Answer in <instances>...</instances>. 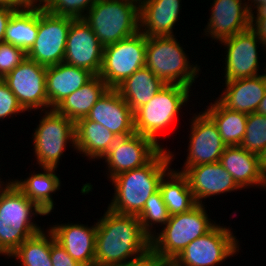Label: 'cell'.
I'll return each mask as SVG.
<instances>
[{
    "label": "cell",
    "instance_id": "obj_12",
    "mask_svg": "<svg viewBox=\"0 0 266 266\" xmlns=\"http://www.w3.org/2000/svg\"><path fill=\"white\" fill-rule=\"evenodd\" d=\"M74 18L38 9L37 38L27 58L45 67L63 62L69 28Z\"/></svg>",
    "mask_w": 266,
    "mask_h": 266
},
{
    "label": "cell",
    "instance_id": "obj_23",
    "mask_svg": "<svg viewBox=\"0 0 266 266\" xmlns=\"http://www.w3.org/2000/svg\"><path fill=\"white\" fill-rule=\"evenodd\" d=\"M219 162L242 190L256 187L266 191V178L261 172L258 155L240 145L226 146Z\"/></svg>",
    "mask_w": 266,
    "mask_h": 266
},
{
    "label": "cell",
    "instance_id": "obj_15",
    "mask_svg": "<svg viewBox=\"0 0 266 266\" xmlns=\"http://www.w3.org/2000/svg\"><path fill=\"white\" fill-rule=\"evenodd\" d=\"M162 148L151 138L136 132L119 137L102 158L106 164L107 178L146 165Z\"/></svg>",
    "mask_w": 266,
    "mask_h": 266
},
{
    "label": "cell",
    "instance_id": "obj_30",
    "mask_svg": "<svg viewBox=\"0 0 266 266\" xmlns=\"http://www.w3.org/2000/svg\"><path fill=\"white\" fill-rule=\"evenodd\" d=\"M159 190L170 216L189 211L197 204L187 178L172 167L160 180Z\"/></svg>",
    "mask_w": 266,
    "mask_h": 266
},
{
    "label": "cell",
    "instance_id": "obj_6",
    "mask_svg": "<svg viewBox=\"0 0 266 266\" xmlns=\"http://www.w3.org/2000/svg\"><path fill=\"white\" fill-rule=\"evenodd\" d=\"M206 204L170 216L151 238V250L164 262H171L194 239L205 235L216 224L207 214Z\"/></svg>",
    "mask_w": 266,
    "mask_h": 266
},
{
    "label": "cell",
    "instance_id": "obj_37",
    "mask_svg": "<svg viewBox=\"0 0 266 266\" xmlns=\"http://www.w3.org/2000/svg\"><path fill=\"white\" fill-rule=\"evenodd\" d=\"M24 112L26 111L18 103L16 96L4 80L0 79V121H4V118L15 119V116Z\"/></svg>",
    "mask_w": 266,
    "mask_h": 266
},
{
    "label": "cell",
    "instance_id": "obj_25",
    "mask_svg": "<svg viewBox=\"0 0 266 266\" xmlns=\"http://www.w3.org/2000/svg\"><path fill=\"white\" fill-rule=\"evenodd\" d=\"M94 76L89 70L64 62L48 66L46 72V94L50 109H54L64 98L80 89Z\"/></svg>",
    "mask_w": 266,
    "mask_h": 266
},
{
    "label": "cell",
    "instance_id": "obj_17",
    "mask_svg": "<svg viewBox=\"0 0 266 266\" xmlns=\"http://www.w3.org/2000/svg\"><path fill=\"white\" fill-rule=\"evenodd\" d=\"M203 37L219 43L250 27L246 0H213Z\"/></svg>",
    "mask_w": 266,
    "mask_h": 266
},
{
    "label": "cell",
    "instance_id": "obj_40",
    "mask_svg": "<svg viewBox=\"0 0 266 266\" xmlns=\"http://www.w3.org/2000/svg\"><path fill=\"white\" fill-rule=\"evenodd\" d=\"M164 263L151 249L141 257L116 266H161Z\"/></svg>",
    "mask_w": 266,
    "mask_h": 266
},
{
    "label": "cell",
    "instance_id": "obj_31",
    "mask_svg": "<svg viewBox=\"0 0 266 266\" xmlns=\"http://www.w3.org/2000/svg\"><path fill=\"white\" fill-rule=\"evenodd\" d=\"M38 34V9H17L9 20L4 42L20 47L26 53L33 46Z\"/></svg>",
    "mask_w": 266,
    "mask_h": 266
},
{
    "label": "cell",
    "instance_id": "obj_4",
    "mask_svg": "<svg viewBox=\"0 0 266 266\" xmlns=\"http://www.w3.org/2000/svg\"><path fill=\"white\" fill-rule=\"evenodd\" d=\"M183 44L176 35L147 37L145 67L167 85L193 88L202 69L192 62Z\"/></svg>",
    "mask_w": 266,
    "mask_h": 266
},
{
    "label": "cell",
    "instance_id": "obj_16",
    "mask_svg": "<svg viewBox=\"0 0 266 266\" xmlns=\"http://www.w3.org/2000/svg\"><path fill=\"white\" fill-rule=\"evenodd\" d=\"M103 46L83 19H74L69 28L63 62L99 75L103 62Z\"/></svg>",
    "mask_w": 266,
    "mask_h": 266
},
{
    "label": "cell",
    "instance_id": "obj_19",
    "mask_svg": "<svg viewBox=\"0 0 266 266\" xmlns=\"http://www.w3.org/2000/svg\"><path fill=\"white\" fill-rule=\"evenodd\" d=\"M54 223L48 229L66 252L83 266H95L96 222Z\"/></svg>",
    "mask_w": 266,
    "mask_h": 266
},
{
    "label": "cell",
    "instance_id": "obj_46",
    "mask_svg": "<svg viewBox=\"0 0 266 266\" xmlns=\"http://www.w3.org/2000/svg\"><path fill=\"white\" fill-rule=\"evenodd\" d=\"M256 113L260 114V115H265L266 116V93L263 97V99L261 100Z\"/></svg>",
    "mask_w": 266,
    "mask_h": 266
},
{
    "label": "cell",
    "instance_id": "obj_33",
    "mask_svg": "<svg viewBox=\"0 0 266 266\" xmlns=\"http://www.w3.org/2000/svg\"><path fill=\"white\" fill-rule=\"evenodd\" d=\"M144 232L152 238L168 222L170 215L158 189L145 202L142 212L137 216ZM157 225V226H156Z\"/></svg>",
    "mask_w": 266,
    "mask_h": 266
},
{
    "label": "cell",
    "instance_id": "obj_13",
    "mask_svg": "<svg viewBox=\"0 0 266 266\" xmlns=\"http://www.w3.org/2000/svg\"><path fill=\"white\" fill-rule=\"evenodd\" d=\"M47 67L26 58L3 80L26 112L49 110L46 94Z\"/></svg>",
    "mask_w": 266,
    "mask_h": 266
},
{
    "label": "cell",
    "instance_id": "obj_5",
    "mask_svg": "<svg viewBox=\"0 0 266 266\" xmlns=\"http://www.w3.org/2000/svg\"><path fill=\"white\" fill-rule=\"evenodd\" d=\"M192 89L166 84L147 104L133 113L135 132L151 138L162 149H166L164 143L162 144L159 140L160 134L162 135L165 129L168 131L172 124L174 127L175 121H179L181 109L186 108L188 102H191L189 99L193 96Z\"/></svg>",
    "mask_w": 266,
    "mask_h": 266
},
{
    "label": "cell",
    "instance_id": "obj_21",
    "mask_svg": "<svg viewBox=\"0 0 266 266\" xmlns=\"http://www.w3.org/2000/svg\"><path fill=\"white\" fill-rule=\"evenodd\" d=\"M182 0H139L140 32L146 37L175 36Z\"/></svg>",
    "mask_w": 266,
    "mask_h": 266
},
{
    "label": "cell",
    "instance_id": "obj_41",
    "mask_svg": "<svg viewBox=\"0 0 266 266\" xmlns=\"http://www.w3.org/2000/svg\"><path fill=\"white\" fill-rule=\"evenodd\" d=\"M16 8L0 6V42H4L6 27Z\"/></svg>",
    "mask_w": 266,
    "mask_h": 266
},
{
    "label": "cell",
    "instance_id": "obj_28",
    "mask_svg": "<svg viewBox=\"0 0 266 266\" xmlns=\"http://www.w3.org/2000/svg\"><path fill=\"white\" fill-rule=\"evenodd\" d=\"M165 85L150 69L143 67L136 70L115 89L134 113L147 104Z\"/></svg>",
    "mask_w": 266,
    "mask_h": 266
},
{
    "label": "cell",
    "instance_id": "obj_43",
    "mask_svg": "<svg viewBox=\"0 0 266 266\" xmlns=\"http://www.w3.org/2000/svg\"><path fill=\"white\" fill-rule=\"evenodd\" d=\"M258 156H259V166L261 168V172L263 176L266 178V146Z\"/></svg>",
    "mask_w": 266,
    "mask_h": 266
},
{
    "label": "cell",
    "instance_id": "obj_47",
    "mask_svg": "<svg viewBox=\"0 0 266 266\" xmlns=\"http://www.w3.org/2000/svg\"><path fill=\"white\" fill-rule=\"evenodd\" d=\"M249 11L257 5H266V0H246Z\"/></svg>",
    "mask_w": 266,
    "mask_h": 266
},
{
    "label": "cell",
    "instance_id": "obj_26",
    "mask_svg": "<svg viewBox=\"0 0 266 266\" xmlns=\"http://www.w3.org/2000/svg\"><path fill=\"white\" fill-rule=\"evenodd\" d=\"M117 138L106 127L87 117L75 122V151L90 162L101 160Z\"/></svg>",
    "mask_w": 266,
    "mask_h": 266
},
{
    "label": "cell",
    "instance_id": "obj_9",
    "mask_svg": "<svg viewBox=\"0 0 266 266\" xmlns=\"http://www.w3.org/2000/svg\"><path fill=\"white\" fill-rule=\"evenodd\" d=\"M223 225V226H222ZM233 228L217 223L205 235L194 239L171 262L175 266H219L239 254L242 246Z\"/></svg>",
    "mask_w": 266,
    "mask_h": 266
},
{
    "label": "cell",
    "instance_id": "obj_1",
    "mask_svg": "<svg viewBox=\"0 0 266 266\" xmlns=\"http://www.w3.org/2000/svg\"><path fill=\"white\" fill-rule=\"evenodd\" d=\"M96 219L95 266H116L137 259L151 249V238L134 215L105 209Z\"/></svg>",
    "mask_w": 266,
    "mask_h": 266
},
{
    "label": "cell",
    "instance_id": "obj_27",
    "mask_svg": "<svg viewBox=\"0 0 266 266\" xmlns=\"http://www.w3.org/2000/svg\"><path fill=\"white\" fill-rule=\"evenodd\" d=\"M109 89L99 75H94L85 85L64 98L54 109L74 123L89 115L91 108Z\"/></svg>",
    "mask_w": 266,
    "mask_h": 266
},
{
    "label": "cell",
    "instance_id": "obj_11",
    "mask_svg": "<svg viewBox=\"0 0 266 266\" xmlns=\"http://www.w3.org/2000/svg\"><path fill=\"white\" fill-rule=\"evenodd\" d=\"M220 43L221 47L223 46L225 50V55H220L225 60L222 61L224 63L221 67H224L221 73L224 76L223 81L255 77L261 75V71L264 70L265 72V67L261 69L265 62L260 63L261 58L258 53L261 52L260 50L265 51L266 49L258 39L257 34L250 27L219 42V45Z\"/></svg>",
    "mask_w": 266,
    "mask_h": 266
},
{
    "label": "cell",
    "instance_id": "obj_49",
    "mask_svg": "<svg viewBox=\"0 0 266 266\" xmlns=\"http://www.w3.org/2000/svg\"><path fill=\"white\" fill-rule=\"evenodd\" d=\"M265 54H266V50H265ZM266 58V57H265ZM265 74H266V63H265Z\"/></svg>",
    "mask_w": 266,
    "mask_h": 266
},
{
    "label": "cell",
    "instance_id": "obj_7",
    "mask_svg": "<svg viewBox=\"0 0 266 266\" xmlns=\"http://www.w3.org/2000/svg\"><path fill=\"white\" fill-rule=\"evenodd\" d=\"M83 20L106 47L140 31L139 0H98Z\"/></svg>",
    "mask_w": 266,
    "mask_h": 266
},
{
    "label": "cell",
    "instance_id": "obj_14",
    "mask_svg": "<svg viewBox=\"0 0 266 266\" xmlns=\"http://www.w3.org/2000/svg\"><path fill=\"white\" fill-rule=\"evenodd\" d=\"M189 119V137L187 141V155L182 168L183 170L189 166H197L201 164L215 163L220 161V157L226 148L218 128L213 120L203 111L193 114Z\"/></svg>",
    "mask_w": 266,
    "mask_h": 266
},
{
    "label": "cell",
    "instance_id": "obj_34",
    "mask_svg": "<svg viewBox=\"0 0 266 266\" xmlns=\"http://www.w3.org/2000/svg\"><path fill=\"white\" fill-rule=\"evenodd\" d=\"M245 150L259 155L266 146V116L258 113L247 115L246 130L240 144Z\"/></svg>",
    "mask_w": 266,
    "mask_h": 266
},
{
    "label": "cell",
    "instance_id": "obj_36",
    "mask_svg": "<svg viewBox=\"0 0 266 266\" xmlns=\"http://www.w3.org/2000/svg\"><path fill=\"white\" fill-rule=\"evenodd\" d=\"M27 58V53L20 47L0 42V79H3Z\"/></svg>",
    "mask_w": 266,
    "mask_h": 266
},
{
    "label": "cell",
    "instance_id": "obj_8",
    "mask_svg": "<svg viewBox=\"0 0 266 266\" xmlns=\"http://www.w3.org/2000/svg\"><path fill=\"white\" fill-rule=\"evenodd\" d=\"M39 115L31 141L37 169L58 168L66 147L71 146L75 151V123L55 109L42 110Z\"/></svg>",
    "mask_w": 266,
    "mask_h": 266
},
{
    "label": "cell",
    "instance_id": "obj_32",
    "mask_svg": "<svg viewBox=\"0 0 266 266\" xmlns=\"http://www.w3.org/2000/svg\"><path fill=\"white\" fill-rule=\"evenodd\" d=\"M54 234L48 227L26 239L9 257L14 258L19 266H52L51 239Z\"/></svg>",
    "mask_w": 266,
    "mask_h": 266
},
{
    "label": "cell",
    "instance_id": "obj_42",
    "mask_svg": "<svg viewBox=\"0 0 266 266\" xmlns=\"http://www.w3.org/2000/svg\"><path fill=\"white\" fill-rule=\"evenodd\" d=\"M51 0H19L21 8L45 9Z\"/></svg>",
    "mask_w": 266,
    "mask_h": 266
},
{
    "label": "cell",
    "instance_id": "obj_10",
    "mask_svg": "<svg viewBox=\"0 0 266 266\" xmlns=\"http://www.w3.org/2000/svg\"><path fill=\"white\" fill-rule=\"evenodd\" d=\"M147 37L142 33L103 48L99 73L109 88L115 89L136 70L145 67Z\"/></svg>",
    "mask_w": 266,
    "mask_h": 266
},
{
    "label": "cell",
    "instance_id": "obj_45",
    "mask_svg": "<svg viewBox=\"0 0 266 266\" xmlns=\"http://www.w3.org/2000/svg\"><path fill=\"white\" fill-rule=\"evenodd\" d=\"M2 176H1V174H0V197H1V195H2V193L11 185V183L13 182V179L11 178H9V179H6L5 181L3 180H1L2 178H1ZM8 180V181H7Z\"/></svg>",
    "mask_w": 266,
    "mask_h": 266
},
{
    "label": "cell",
    "instance_id": "obj_38",
    "mask_svg": "<svg viewBox=\"0 0 266 266\" xmlns=\"http://www.w3.org/2000/svg\"><path fill=\"white\" fill-rule=\"evenodd\" d=\"M250 28L266 49V5H257L250 11Z\"/></svg>",
    "mask_w": 266,
    "mask_h": 266
},
{
    "label": "cell",
    "instance_id": "obj_44",
    "mask_svg": "<svg viewBox=\"0 0 266 266\" xmlns=\"http://www.w3.org/2000/svg\"><path fill=\"white\" fill-rule=\"evenodd\" d=\"M0 6H8L16 9L21 8L19 0H0Z\"/></svg>",
    "mask_w": 266,
    "mask_h": 266
},
{
    "label": "cell",
    "instance_id": "obj_29",
    "mask_svg": "<svg viewBox=\"0 0 266 266\" xmlns=\"http://www.w3.org/2000/svg\"><path fill=\"white\" fill-rule=\"evenodd\" d=\"M204 112L216 124L223 142L227 146L240 145L245 134L247 113L232 111L224 107L217 99L211 100Z\"/></svg>",
    "mask_w": 266,
    "mask_h": 266
},
{
    "label": "cell",
    "instance_id": "obj_24",
    "mask_svg": "<svg viewBox=\"0 0 266 266\" xmlns=\"http://www.w3.org/2000/svg\"><path fill=\"white\" fill-rule=\"evenodd\" d=\"M29 173L24 179H14L13 183L23 192V194L33 203H35L43 212L50 215L54 212L56 202L53 194L58 192L63 186L57 168H39ZM62 185V186H61ZM55 203V204H54Z\"/></svg>",
    "mask_w": 266,
    "mask_h": 266
},
{
    "label": "cell",
    "instance_id": "obj_35",
    "mask_svg": "<svg viewBox=\"0 0 266 266\" xmlns=\"http://www.w3.org/2000/svg\"><path fill=\"white\" fill-rule=\"evenodd\" d=\"M98 0H51L46 11L74 19H83L88 10Z\"/></svg>",
    "mask_w": 266,
    "mask_h": 266
},
{
    "label": "cell",
    "instance_id": "obj_3",
    "mask_svg": "<svg viewBox=\"0 0 266 266\" xmlns=\"http://www.w3.org/2000/svg\"><path fill=\"white\" fill-rule=\"evenodd\" d=\"M38 215L47 216L12 182L0 197L1 256L7 259L26 239L45 229L35 221Z\"/></svg>",
    "mask_w": 266,
    "mask_h": 266
},
{
    "label": "cell",
    "instance_id": "obj_48",
    "mask_svg": "<svg viewBox=\"0 0 266 266\" xmlns=\"http://www.w3.org/2000/svg\"><path fill=\"white\" fill-rule=\"evenodd\" d=\"M161 266H175L172 262H164Z\"/></svg>",
    "mask_w": 266,
    "mask_h": 266
},
{
    "label": "cell",
    "instance_id": "obj_18",
    "mask_svg": "<svg viewBox=\"0 0 266 266\" xmlns=\"http://www.w3.org/2000/svg\"><path fill=\"white\" fill-rule=\"evenodd\" d=\"M188 180L193 197L198 204L206 199L242 190L220 162L189 166L179 170ZM204 200V201H203Z\"/></svg>",
    "mask_w": 266,
    "mask_h": 266
},
{
    "label": "cell",
    "instance_id": "obj_20",
    "mask_svg": "<svg viewBox=\"0 0 266 266\" xmlns=\"http://www.w3.org/2000/svg\"><path fill=\"white\" fill-rule=\"evenodd\" d=\"M87 118L100 123L118 138L135 133L133 111L113 88H109L100 97Z\"/></svg>",
    "mask_w": 266,
    "mask_h": 266
},
{
    "label": "cell",
    "instance_id": "obj_2",
    "mask_svg": "<svg viewBox=\"0 0 266 266\" xmlns=\"http://www.w3.org/2000/svg\"><path fill=\"white\" fill-rule=\"evenodd\" d=\"M176 155L167 148L161 149L146 165L113 177L109 181L113 198L106 208L118 214L138 216L147 199L159 189L160 180L171 169Z\"/></svg>",
    "mask_w": 266,
    "mask_h": 266
},
{
    "label": "cell",
    "instance_id": "obj_39",
    "mask_svg": "<svg viewBox=\"0 0 266 266\" xmlns=\"http://www.w3.org/2000/svg\"><path fill=\"white\" fill-rule=\"evenodd\" d=\"M52 266H83L79 262H76L66 250L55 240V237L51 239V254H50Z\"/></svg>",
    "mask_w": 266,
    "mask_h": 266
},
{
    "label": "cell",
    "instance_id": "obj_22",
    "mask_svg": "<svg viewBox=\"0 0 266 266\" xmlns=\"http://www.w3.org/2000/svg\"><path fill=\"white\" fill-rule=\"evenodd\" d=\"M222 81L223 90L216 98L224 107L232 111L255 113L266 93V74Z\"/></svg>",
    "mask_w": 266,
    "mask_h": 266
}]
</instances>
